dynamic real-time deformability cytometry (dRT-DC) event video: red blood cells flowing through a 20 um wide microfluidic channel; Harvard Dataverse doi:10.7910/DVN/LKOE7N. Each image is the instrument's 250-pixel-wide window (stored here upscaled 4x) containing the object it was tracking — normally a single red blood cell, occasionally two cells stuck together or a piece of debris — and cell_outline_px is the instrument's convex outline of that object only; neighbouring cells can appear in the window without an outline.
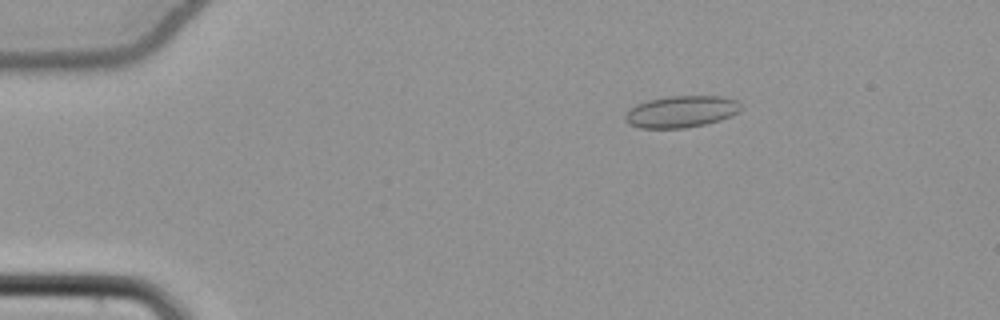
{"species": "common noctule bat (a hibernating species)", "species_latin": "Nyctalus noctula", "temperature_condition": "cold", "stored_images_in_passage": 54, "camera_frame_rate_fps": 3000, "um_per_image_px": 0.085, "animal": {"sex": "female", "body_mass_g": 22.7, "forearm_length_mm": 54.2}, "frame": {"image": 1, "passage_image": 10, "time_ms": 3.0, "image_size_px": [1000, 320], "cell_outline_px": [[740, 112], [732, 116], [720, 120], [704, 124], [684, 128], [640, 128], [628, 124], [624, 120], [624, 116], [636, 104], [648, 100], [668, 96], [720, 96], [736, 100], [740, 104]], "centroid_in_image_um": [57.9, 9.49], "position_along_channel_um": 27.1, "area_um2": 21.39}}
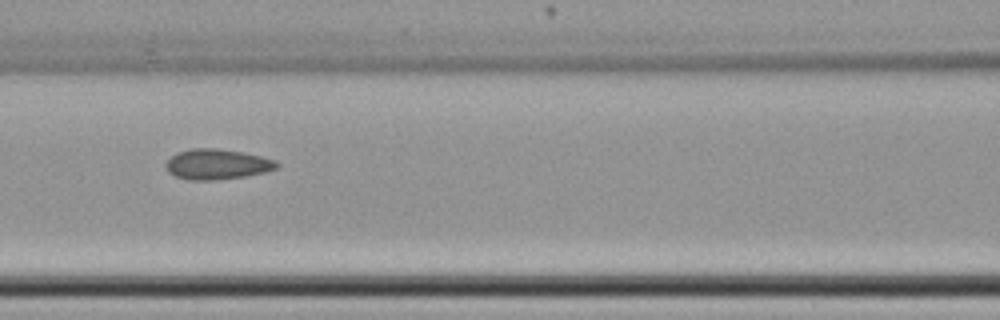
{"frame": {"image": 2, "passage_image": 25, "time_ms": 8.0, "image_size_px": [1000, 320], "cell_outline_px": [[280, 164], [276, 168], [264, 172], [248, 176], [216, 180], [188, 180], [176, 176], [168, 172], [164, 164], [176, 152], [192, 148], [216, 148], [244, 152], [276, 160]], "centroid_in_image_um": [18.44, 13.96], "position_along_channel_um": 148.2, "area_um2": 19.77}}
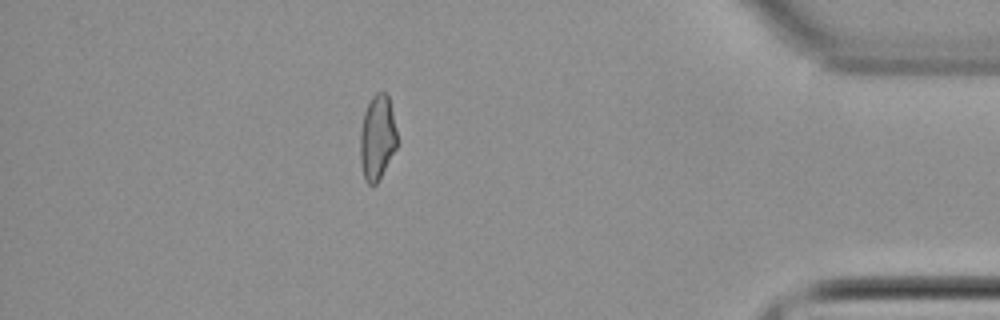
{"frame": {"image": 3, "passage_image": 48, "time_ms": 15.667, "image_size_px": [1000, 320], "cell_outline_px": [[400, 144], [376, 184], [368, 184], [364, 180], [360, 160], [360, 132], [364, 112], [372, 96], [376, 92], [384, 92], [388, 96]], "centroid_in_image_um": [32.09, 11.72], "position_along_channel_um": 403.1, "area_um2": 18.55}, "authors_computed_cell_mechanics": {"area_um2": 19.5364, "velocity_mm_per_s": 3.8634, "shape_relaxation_time_tau1_ms": null, "shape_relaxation_time_tau2_ms": 2.2552, "deformation_change_tau1": null, "deformation_change_tau2": 0.0766}}